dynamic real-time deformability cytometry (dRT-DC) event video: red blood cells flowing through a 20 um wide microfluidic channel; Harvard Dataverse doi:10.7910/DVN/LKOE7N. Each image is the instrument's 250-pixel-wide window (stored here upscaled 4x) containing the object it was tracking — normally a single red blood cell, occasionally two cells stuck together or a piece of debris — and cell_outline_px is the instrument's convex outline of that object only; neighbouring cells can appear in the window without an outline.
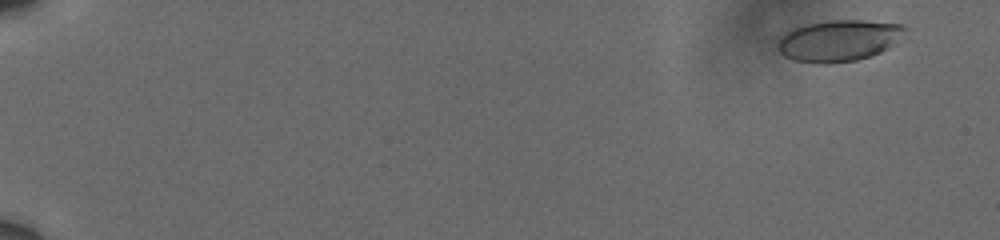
{"species": "human", "species_latin": "Homo sapiens", "temperature_condition": "cold", "stored_images_in_passage": 61, "camera_frame_rate_fps": 3000, "um_per_image_px": 0.085, "donor": {"sex": "male"}, "frame": {"image": 1, "passage_image": 5, "time_ms": 1.333, "image_size_px": [1000, 240], "cell_outline_px": [[908, 28], [888, 48], [880, 52], [856, 60], [828, 64], [820, 64], [796, 60], [784, 56], [780, 52], [780, 36], [792, 28], [804, 24], [832, 20], [864, 20], [904, 24]], "centroid_in_image_um": [71.3, 3.43], "position_along_channel_um": 13.7, "area_um2": 30.46}}
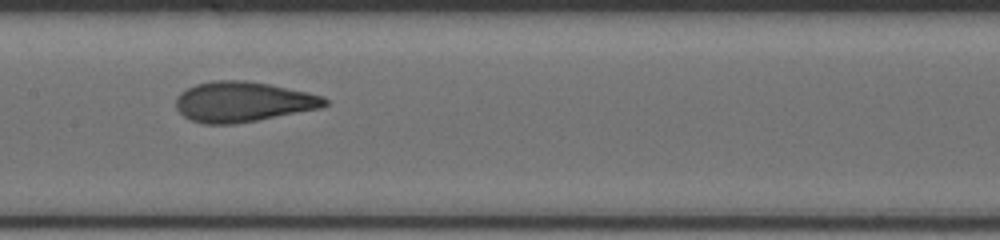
{"frame": {"image": 2, "passage_image": 35, "time_ms": 11.333, "image_size_px": [1000, 240], "cell_outline_px": [[328, 104], [320, 108], [236, 124], [204, 124], [192, 120], [184, 116], [176, 108], [176, 96], [180, 92], [196, 84], [212, 80], [244, 80], [268, 84], [308, 92], [324, 96], [328, 100]], "centroid_in_image_um": [20.64, 8.65], "position_along_channel_um": 186.8, "area_um2": 34.85}}
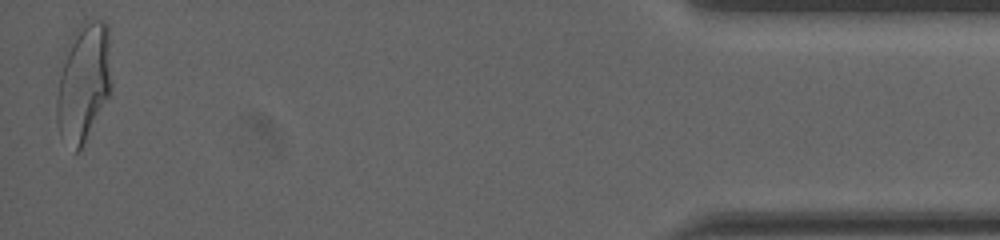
{"frame": {"image": 3, "passage_image": 61, "time_ms": 20.0, "image_size_px": [1000, 240], "cell_outline_px": [[112, 88], [108, 96], [80, 148], [76, 152], [60, 136], [56, 120], [56, 96], [64, 48], [72, 32], [84, 20], [104, 20], [108, 24], [112, 84]], "centroid_in_image_um": [7.08, 6.89], "position_along_channel_um": 428.1, "area_um2": 38.21}, "authors_computed_cell_mechanics": {"area_um2": 34.1598, "velocity_mm_per_s": 3.6095, "shape_relaxation_time_tau1_ms": 5.5393, "shape_relaxation_time_tau2_ms": 0.8761, "deformation_change_tau1": 0.1823, "deformation_change_tau2": 0.0664}}